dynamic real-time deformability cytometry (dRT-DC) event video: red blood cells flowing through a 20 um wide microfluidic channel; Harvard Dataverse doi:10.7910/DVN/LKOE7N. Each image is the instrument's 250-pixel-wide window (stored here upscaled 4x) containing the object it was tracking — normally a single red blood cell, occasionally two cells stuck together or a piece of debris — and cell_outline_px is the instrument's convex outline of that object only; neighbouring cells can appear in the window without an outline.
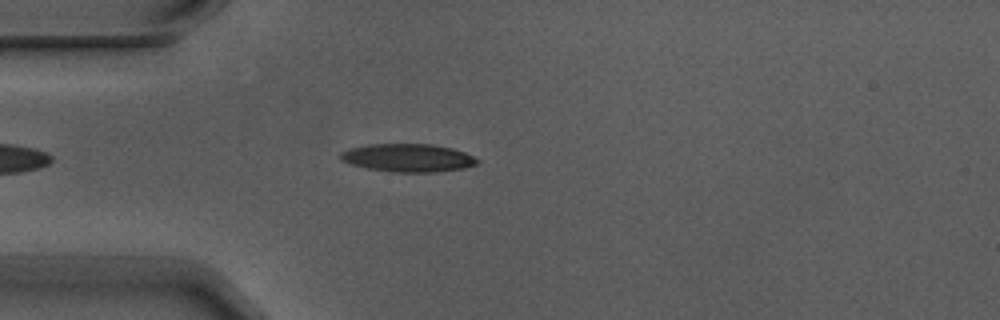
{"species": "Egyptian fruit bat (a non-hibernating species)", "species_latin": "Rousettus aegyptiacus", "temperature_condition": "warm", "stored_images_in_passage": 2, "camera_frame_rate_fps": 3000, "um_per_image_px": 0.085, "animal": {"sex": "male"}, "frame": {"image": 1, "passage_image": 1, "time_ms": 0.0, "image_size_px": [1000, 320], "cell_outline_px": [[480, 160], [476, 164], [464, 168], [432, 172], [396, 172], [368, 168], [352, 164], [340, 160], [340, 152], [348, 148], [368, 144], [432, 144], [452, 148], [464, 152]], "centroid_in_image_um": [34.66, 13.4], "position_along_channel_um": 50.3, "area_um2": 22.25}}